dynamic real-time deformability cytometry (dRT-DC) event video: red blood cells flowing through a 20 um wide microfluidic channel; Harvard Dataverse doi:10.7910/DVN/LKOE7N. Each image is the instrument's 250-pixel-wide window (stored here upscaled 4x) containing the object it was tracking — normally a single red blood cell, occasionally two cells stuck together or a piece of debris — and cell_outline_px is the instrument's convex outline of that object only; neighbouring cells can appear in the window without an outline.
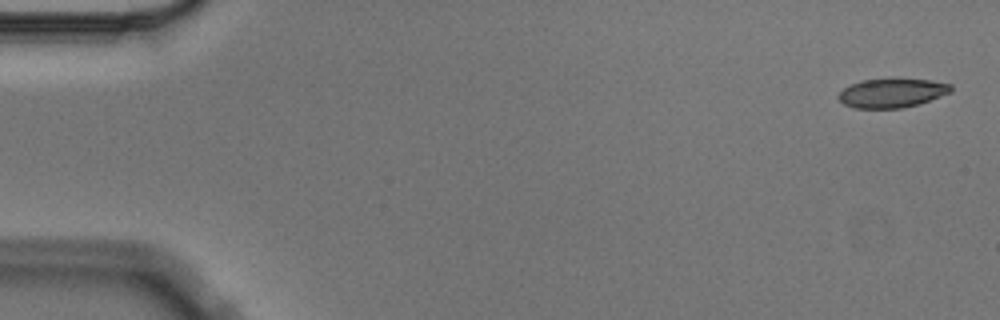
{"species": "Egyptian fruit bat (a non-hibernating species)", "species_latin": "Rousettus aegyptiacus", "temperature_condition": "cold", "stored_images_in_passage": 5, "camera_frame_rate_fps": 3000, "um_per_image_px": 0.085, "animal": {"sex": "male"}, "frame": {"image": 1, "passage_image": 1, "time_ms": 0.0, "image_size_px": [1000, 320], "cell_outline_px": [[952, 92], [920, 104], [900, 108], [852, 108], [844, 104], [836, 96], [844, 88], [852, 84], [864, 80], [892, 76], [932, 80], [952, 84]], "centroid_in_image_um": [75.85, 7.87], "position_along_channel_um": 9.1, "area_um2": 19.77}}
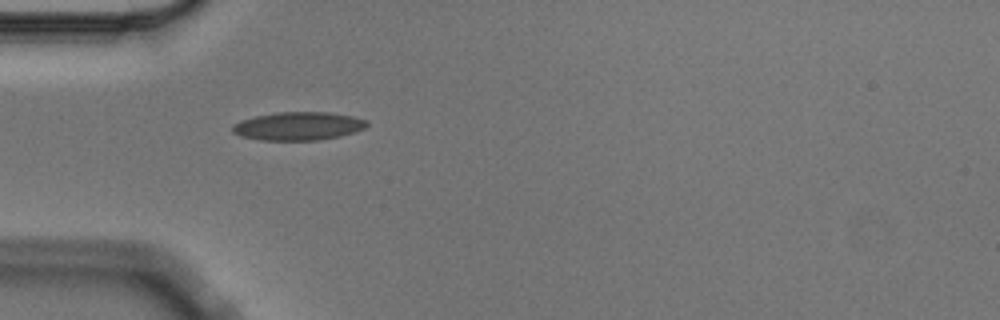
{"frame": {"image": 2, "passage_image": 5, "time_ms": 1.333, "image_size_px": [1000, 320], "cell_outline_px": [[368, 124], [364, 128], [340, 136], [316, 140], [260, 140], [240, 136], [232, 132], [232, 124], [240, 120], [256, 116], [280, 112], [328, 112], [352, 116], [368, 120]], "centroid_in_image_um": [25.32, 10.71], "position_along_channel_um": 59.7, "area_um2": 22.08}}